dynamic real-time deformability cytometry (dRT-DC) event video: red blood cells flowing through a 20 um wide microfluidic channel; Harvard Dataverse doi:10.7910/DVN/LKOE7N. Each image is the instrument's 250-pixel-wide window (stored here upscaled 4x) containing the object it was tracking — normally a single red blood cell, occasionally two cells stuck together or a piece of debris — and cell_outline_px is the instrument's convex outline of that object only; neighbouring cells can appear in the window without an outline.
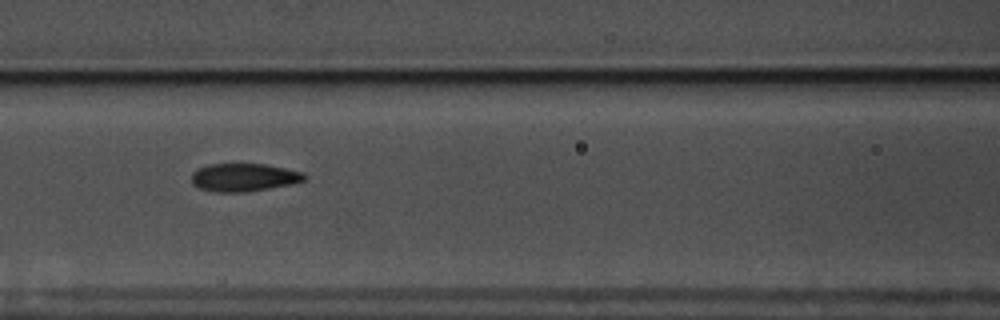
{"species": "common noctule bat (a hibernating species)", "species_latin": "Nyctalus noctula", "temperature_condition": "warm", "stored_images_in_passage": 47, "camera_frame_rate_fps": 3000, "um_per_image_px": 0.085, "animal": {"sex": "male", "body_mass_g": 17.5, "forearm_length_mm": 52.3}, "frame": {"image": 1, "passage_image": 15, "time_ms": 4.667, "image_size_px": [1000, 320], "cell_outline_px": [[308, 176], [304, 180], [292, 184], [244, 192], [216, 192], [200, 188], [192, 184], [192, 172], [208, 164], [264, 164], [304, 172]], "centroid_in_image_um": [20.74, 15.07], "position_along_channel_um": 145.9, "area_um2": 18.32}}
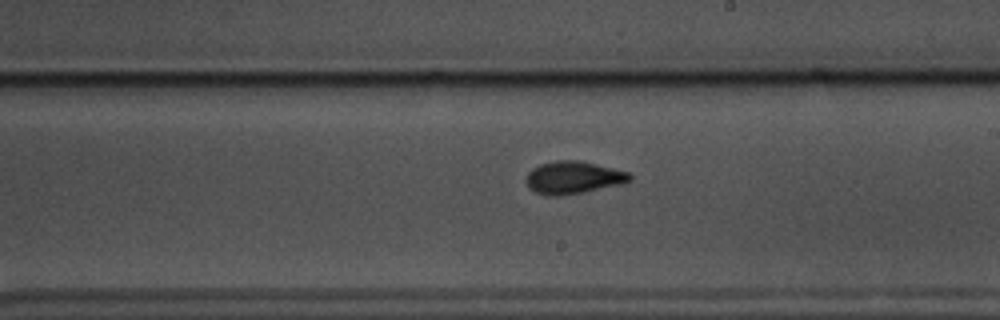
{"frame": {"image": 2, "passage_image": 23, "time_ms": 7.333, "image_size_px": [1000, 320], "cell_outline_px": [[632, 180], [624, 184], [584, 192], [560, 196], [548, 196], [536, 192], [528, 188], [524, 180], [528, 172], [532, 168], [540, 164], [556, 160], [580, 160], [628, 172], [632, 176]], "centroid_in_image_um": [48.71, 15.1], "position_along_channel_um": 240.3, "area_um2": 19.94}}
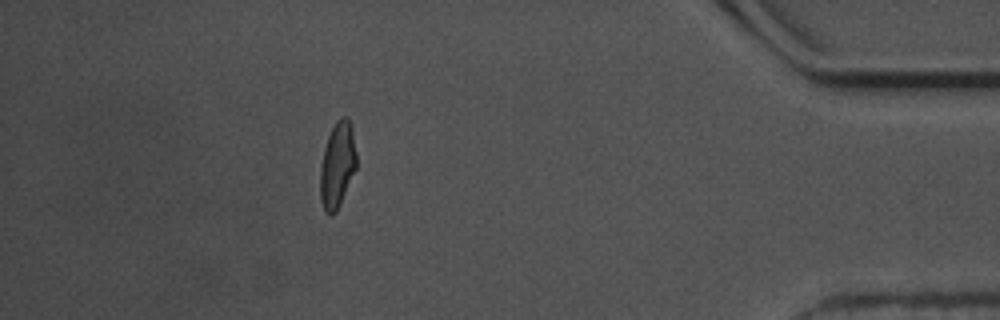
{"frame": {"image": 3, "passage_image": 41, "time_ms": 13.333, "image_size_px": [1000, 320], "cell_outline_px": [[356, 168], [340, 204], [336, 212], [332, 216], [324, 212], [320, 200], [320, 164], [324, 148], [328, 136], [336, 120], [340, 116], [348, 116], [352, 128], [356, 152]], "centroid_in_image_um": [28.66, 14.02], "position_along_channel_um": 406.5, "area_um2": 18.32}, "authors_computed_cell_mechanics": {"area_um2": 18.496, "velocity_mm_per_s": 3.5612, "shape_relaxation_time_tau1_ms": 4.7543, "shape_relaxation_time_tau2_ms": 1.3936, "deformation_change_tau1": 0.1751, "deformation_change_tau2": 0.0751}}